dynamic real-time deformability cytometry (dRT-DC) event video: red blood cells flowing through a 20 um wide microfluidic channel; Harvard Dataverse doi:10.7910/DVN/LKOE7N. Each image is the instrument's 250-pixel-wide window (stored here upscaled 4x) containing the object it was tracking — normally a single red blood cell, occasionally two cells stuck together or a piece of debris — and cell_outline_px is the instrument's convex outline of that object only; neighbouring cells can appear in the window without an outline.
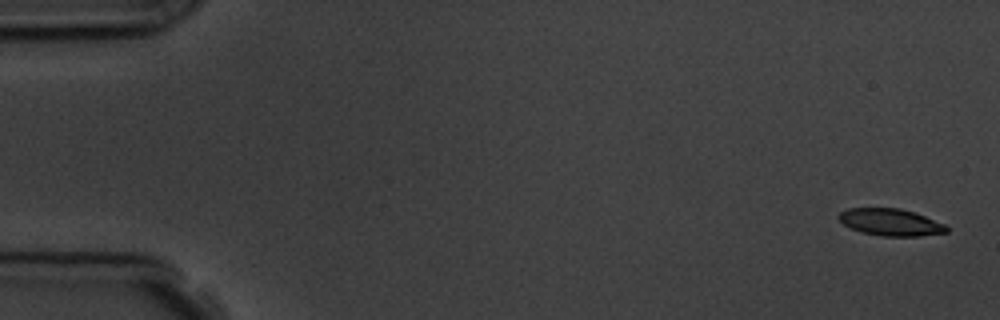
{"species": "common noctule bat (a hibernating species)", "species_latin": "Nyctalus noctula", "temperature_condition": "room temperature", "stored_images_in_passage": 15, "camera_frame_rate_fps": 3000, "um_per_image_px": 0.085, "animal": {"sex": "male", "body_mass_g": 19.5, "forearm_length_mm": 54.6}, "frame": {"image": 1, "passage_image": 1, "time_ms": 0.0, "image_size_px": [1000, 320], "cell_outline_px": [[948, 232], [920, 236], [880, 236], [860, 232], [844, 224], [836, 216], [840, 212], [848, 208], [900, 208], [916, 212], [944, 224], [948, 228]], "centroid_in_image_um": [75.7, 18.88], "position_along_channel_um": 9.3, "area_um2": 17.05}}
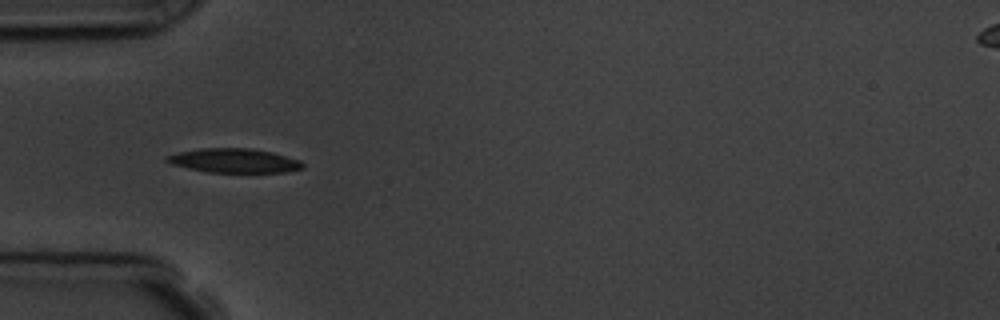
{"frame": {"image": 2, "passage_image": 5, "time_ms": 5.333, "image_size_px": [1000, 320], "cell_outline_px": [[304, 168], [288, 172], [208, 172], [188, 168], [172, 164], [164, 160], [164, 156], [180, 152], [200, 148], [252, 148], [272, 152], [300, 160], [304, 164]], "centroid_in_image_um": [19.91, 13.65], "position_along_channel_um": 65.1, "area_um2": 19.19}}
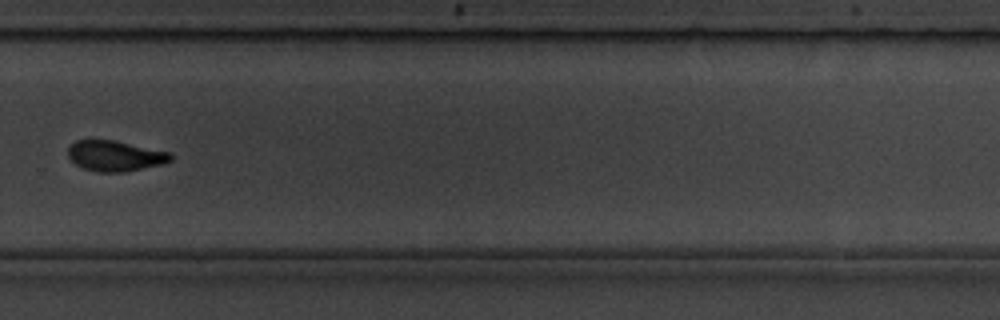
{"frame": {"image": 3, "passage_image": 11, "time_ms": 12.333, "image_size_px": [1000, 320], "cell_outline_px": [[172, 160], [160, 164], [124, 172], [100, 172], [80, 168], [68, 156], [68, 148], [76, 140], [116, 140], [172, 152]], "centroid_in_image_um": [9.79, 13.24], "position_along_channel_um": 320.0, "area_um2": 18.32}, "authors_computed_cell_mechanics": {"area_um2": 18.4382, "velocity_mm_per_s": 3.6609, "shape_relaxation_time_tau1_ms": 2.71, "shape_relaxation_time_tau2_ms": 1.94, "deformation_change_tau1": 0.1273, "deformation_change_tau2": 0.0557}}